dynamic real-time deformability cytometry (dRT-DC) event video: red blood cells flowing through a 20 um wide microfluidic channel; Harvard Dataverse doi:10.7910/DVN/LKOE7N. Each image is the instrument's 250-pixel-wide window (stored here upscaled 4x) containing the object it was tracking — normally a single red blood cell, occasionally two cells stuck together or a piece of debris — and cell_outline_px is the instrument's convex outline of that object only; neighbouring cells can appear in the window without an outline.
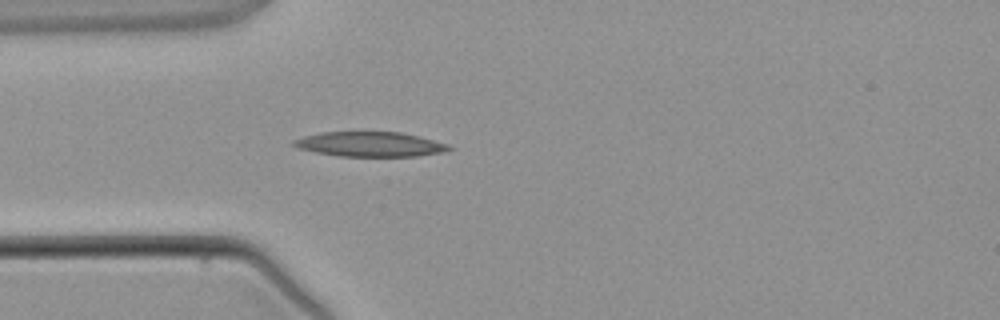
{"species": "common noctule bat (a hibernating species)", "species_latin": "Nyctalus noctula", "temperature_condition": "warm", "stored_images_in_passage": 2, "camera_frame_rate_fps": 3000, "um_per_image_px": 0.085, "animal": {"sex": "male", "body_mass_g": 21.5, "forearm_length_mm": 52.0}, "frame": {"image": 1, "passage_image": 2, "time_ms": 1.0, "image_size_px": [1000, 320], "cell_outline_px": [[456, 148], [444, 152], [416, 156], [340, 156], [316, 152], [296, 148], [292, 144], [292, 140], [304, 136], [320, 132], [400, 132], [420, 136], [448, 144]], "centroid_in_image_um": [31.47, 12.26], "position_along_channel_um": 53.5, "area_um2": 22.54}}